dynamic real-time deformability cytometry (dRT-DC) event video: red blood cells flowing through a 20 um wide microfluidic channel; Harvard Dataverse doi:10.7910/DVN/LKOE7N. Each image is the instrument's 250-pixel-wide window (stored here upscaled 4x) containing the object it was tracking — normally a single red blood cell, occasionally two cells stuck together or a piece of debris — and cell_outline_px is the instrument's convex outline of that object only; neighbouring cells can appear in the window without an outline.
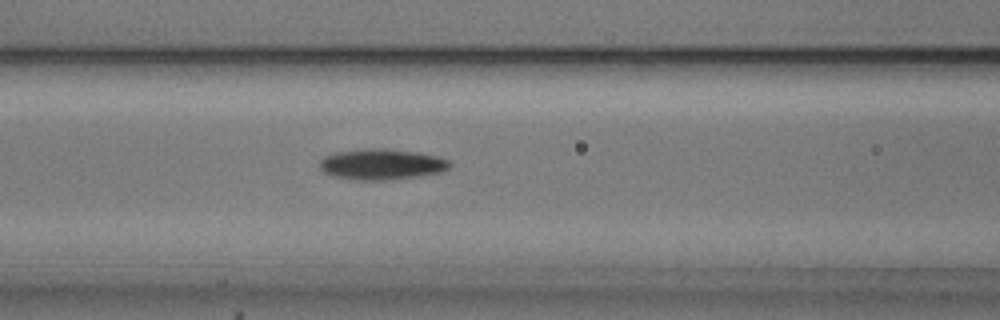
{"species": "common noctule bat (a hibernating species)", "species_latin": "Nyctalus noctula", "temperature_condition": "cold", "stored_images_in_passage": 44, "camera_frame_rate_fps": 3000, "um_per_image_px": 0.085, "animal": {"sex": "male", "body_mass_g": 20.5, "forearm_length_mm": 52.5}, "frame": {"image": 1, "passage_image": 15, "time_ms": 4.667, "image_size_px": [1000, 320], "cell_outline_px": [[452, 164], [444, 172], [420, 176], [392, 180], [356, 180], [332, 176], [324, 172], [320, 168], [320, 160], [324, 156], [336, 152], [364, 148], [384, 148], [416, 152], [440, 156], [448, 160]], "centroid_in_image_um": [32.46, 13.97], "position_along_channel_um": 134.1, "area_um2": 23.7}}
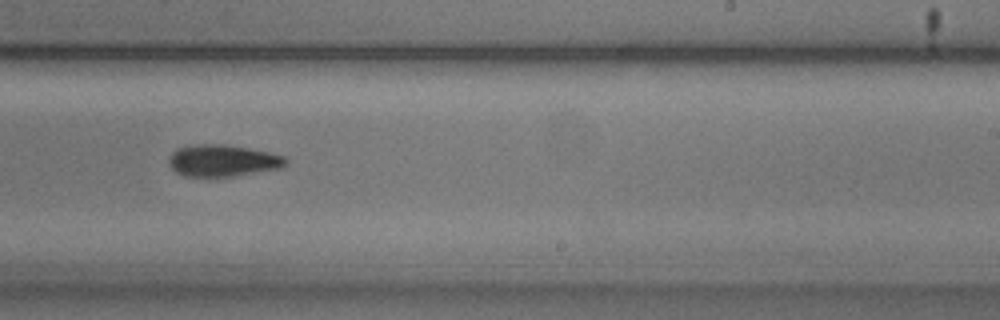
{"frame": {"image": 2, "passage_image": 26, "time_ms": 8.333, "image_size_px": [1000, 320], "cell_outline_px": [[288, 164], [280, 168], [232, 176], [184, 176], [176, 172], [168, 164], [168, 160], [172, 152], [176, 148], [196, 144], [224, 144], [248, 148], [268, 152], [284, 156], [288, 160]], "centroid_in_image_um": [18.91, 13.64], "position_along_channel_um": 270.1, "area_um2": 21.62}}
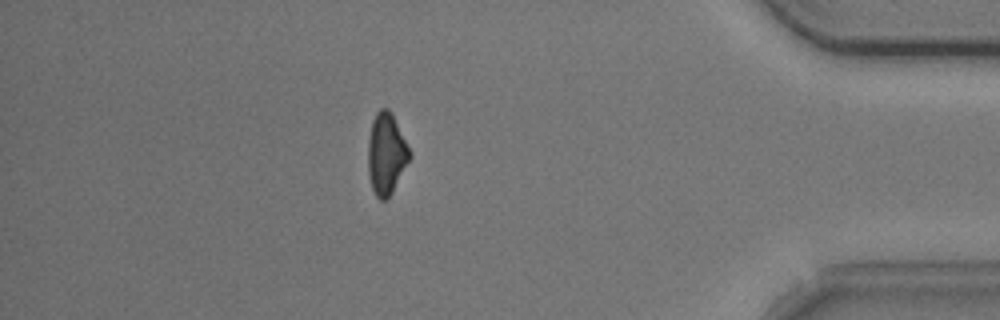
{"frame": {"image": 3, "passage_image": 40, "time_ms": 13.0, "image_size_px": [1000, 320], "cell_outline_px": [[412, 156], [392, 192], [384, 200], [380, 200], [376, 196], [372, 188], [368, 172], [368, 140], [372, 120], [376, 112], [380, 108], [388, 108], [392, 112], [412, 152]], "centroid_in_image_um": [32.85, 13.03], "position_along_channel_um": 402.4, "area_um2": 19.94}, "authors_computed_cell_mechanics": {"area_um2": 21.386, "velocity_mm_per_s": 3.7151, "shape_relaxation_time_tau1_ms": 2.306, "shape_relaxation_time_tau2_ms": null, "deformation_change_tau1": 0.0965, "deformation_change_tau2": null}}